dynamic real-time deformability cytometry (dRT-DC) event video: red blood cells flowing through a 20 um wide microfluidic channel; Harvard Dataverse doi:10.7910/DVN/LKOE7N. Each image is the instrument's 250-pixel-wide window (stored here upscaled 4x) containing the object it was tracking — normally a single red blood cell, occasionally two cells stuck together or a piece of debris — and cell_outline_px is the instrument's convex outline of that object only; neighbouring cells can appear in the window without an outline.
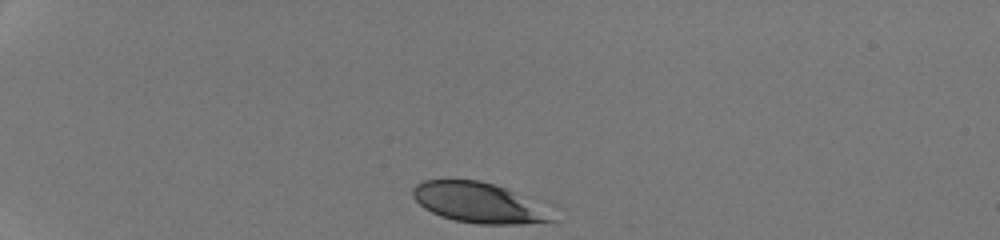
{"species": "human", "species_latin": "Homo sapiens", "temperature_condition": "room temperature", "stored_images_in_passage": 32, "camera_frame_rate_fps": 3000, "um_per_image_px": 0.085, "donor": {"sex": "male"}, "frame": {"image": 1, "passage_image": 1, "time_ms": 0.0, "image_size_px": [1000, 240], "cell_outline_px": [[560, 220], [524, 224], [476, 224], [456, 220], [440, 216], [424, 208], [412, 196], [412, 188], [416, 184], [424, 180], [480, 180], [556, 204]], "centroid_in_image_um": [40.98, 17.25], "position_along_channel_um": 44.0, "area_um2": 34.45}}
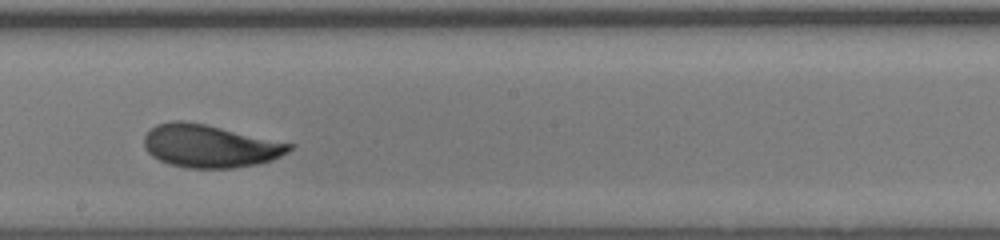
{"frame": {"image": 2, "passage_image": 19, "time_ms": 6.0, "image_size_px": [1000, 240], "cell_outline_px": [[296, 144], [288, 152], [272, 160], [256, 164], [232, 168], [188, 168], [168, 164], [152, 156], [148, 152], [144, 144], [144, 136], [156, 124], [172, 120], [184, 120], [204, 124]], "centroid_in_image_um": [17.84, 12.41], "position_along_channel_um": 230.4, "area_um2": 36.24}}
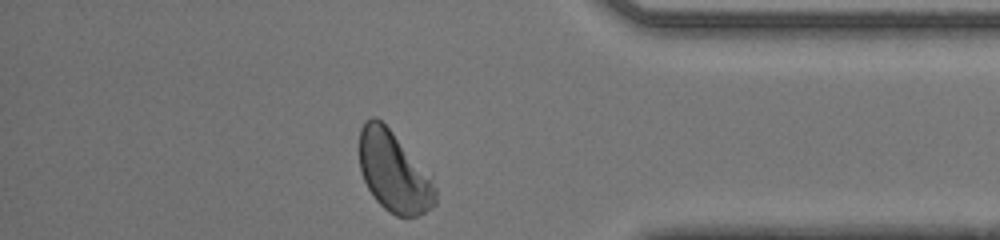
{"frame": {"image": 3, "passage_image": 32, "time_ms": 10.333, "image_size_px": [1000, 240], "cell_outline_px": [[436, 204], [432, 208], [416, 216], [396, 216], [388, 212], [372, 196], [360, 172], [360, 128], [364, 120], [372, 116], [376, 116], [392, 132], [432, 176], [436, 188]], "centroid_in_image_um": [33.48, 14.62], "position_along_channel_um": 401.7, "area_um2": 35.72}, "authors_computed_cell_mechanics": {"area_um2": 35.9227, "velocity_mm_per_s": 4.2477, "shape_relaxation_time_tau1_ms": 2.5599, "shape_relaxation_time_tau2_ms": null, "deformation_change_tau1": 0.1227, "deformation_change_tau2": null}}